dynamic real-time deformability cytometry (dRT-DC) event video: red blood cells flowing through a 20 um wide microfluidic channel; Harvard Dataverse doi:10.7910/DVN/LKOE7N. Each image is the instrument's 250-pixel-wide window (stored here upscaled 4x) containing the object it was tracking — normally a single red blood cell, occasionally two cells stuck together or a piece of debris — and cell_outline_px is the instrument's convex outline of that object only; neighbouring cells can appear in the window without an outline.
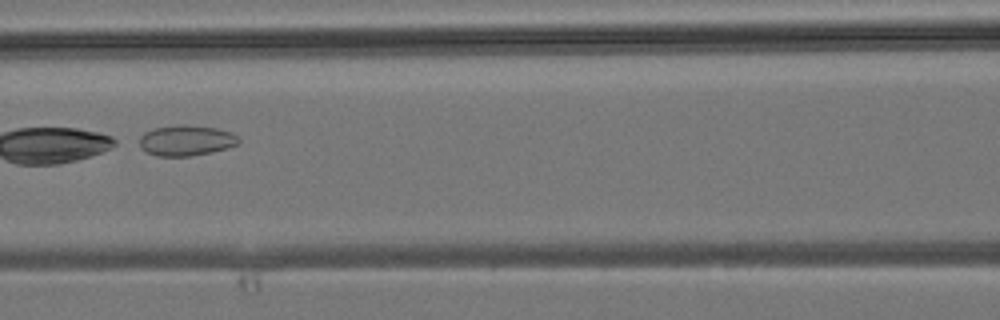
{"species": "common noctule bat (a hibernating species)", "species_latin": "Nyctalus noctula", "temperature_condition": "room temperature", "stored_images_in_passage": 41, "camera_frame_rate_fps": 3000, "um_per_image_px": 0.085, "animal": {"sex": "male", "body_mass_g": 19.2, "forearm_length_mm": 51.8}, "frame": {"image": 1, "passage_image": 18, "time_ms": 5.667, "image_size_px": [1000, 320], "cell_outline_px": [[240, 140], [236, 144], [212, 152], [188, 156], [156, 156], [140, 148], [140, 136], [144, 132], [152, 128], [176, 124], [184, 124], [216, 128], [228, 132], [236, 136]], "centroid_in_image_um": [15.75, 11.92], "position_along_channel_um": 150.8, "area_um2": 17.57}}